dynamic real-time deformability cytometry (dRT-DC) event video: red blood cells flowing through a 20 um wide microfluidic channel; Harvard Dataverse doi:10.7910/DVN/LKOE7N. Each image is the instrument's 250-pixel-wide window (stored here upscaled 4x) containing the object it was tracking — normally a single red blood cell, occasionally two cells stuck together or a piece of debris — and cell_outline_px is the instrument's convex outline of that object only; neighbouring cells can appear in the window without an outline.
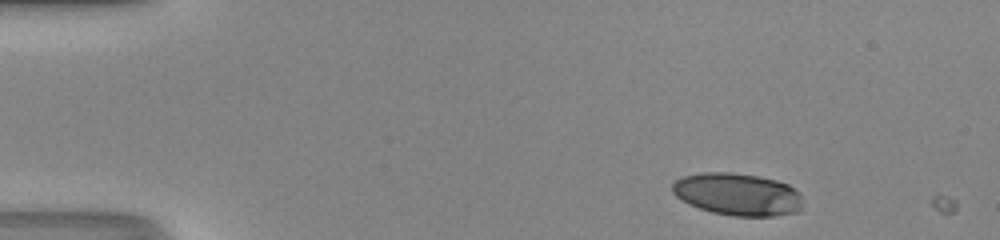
{"species": "human", "species_latin": "Homo sapiens", "temperature_condition": "room temperature", "stored_images_in_passage": 2, "camera_frame_rate_fps": 3000, "um_per_image_px": 0.085, "donor": {"sex": "male"}, "frame": {"image": 1, "passage_image": 1, "time_ms": 0.0, "image_size_px": [1000, 240], "cell_outline_px": [[800, 208], [796, 212], [772, 216], [732, 216], [712, 212], [688, 204], [680, 200], [672, 192], [672, 184], [676, 180], [684, 176], [704, 172], [732, 172], [760, 176], [776, 180], [788, 184], [800, 192]], "centroid_in_image_um": [62.67, 16.51], "position_along_channel_um": 22.3, "area_um2": 32.25}}